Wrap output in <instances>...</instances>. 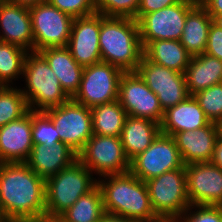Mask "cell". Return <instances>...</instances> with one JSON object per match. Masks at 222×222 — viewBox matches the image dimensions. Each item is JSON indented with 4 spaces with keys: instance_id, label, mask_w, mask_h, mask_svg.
Instances as JSON below:
<instances>
[{
    "instance_id": "cell-25",
    "label": "cell",
    "mask_w": 222,
    "mask_h": 222,
    "mask_svg": "<svg viewBox=\"0 0 222 222\" xmlns=\"http://www.w3.org/2000/svg\"><path fill=\"white\" fill-rule=\"evenodd\" d=\"M212 22L213 18L200 3L187 13L180 43L191 56L205 52Z\"/></svg>"
},
{
    "instance_id": "cell-17",
    "label": "cell",
    "mask_w": 222,
    "mask_h": 222,
    "mask_svg": "<svg viewBox=\"0 0 222 222\" xmlns=\"http://www.w3.org/2000/svg\"><path fill=\"white\" fill-rule=\"evenodd\" d=\"M33 146L31 110L0 127V163L26 162Z\"/></svg>"
},
{
    "instance_id": "cell-11",
    "label": "cell",
    "mask_w": 222,
    "mask_h": 222,
    "mask_svg": "<svg viewBox=\"0 0 222 222\" xmlns=\"http://www.w3.org/2000/svg\"><path fill=\"white\" fill-rule=\"evenodd\" d=\"M196 4L192 0H181L172 6L142 16L137 21L142 48L151 41L180 40L187 13Z\"/></svg>"
},
{
    "instance_id": "cell-44",
    "label": "cell",
    "mask_w": 222,
    "mask_h": 222,
    "mask_svg": "<svg viewBox=\"0 0 222 222\" xmlns=\"http://www.w3.org/2000/svg\"><path fill=\"white\" fill-rule=\"evenodd\" d=\"M213 22L218 25L220 28H222V14L217 15L214 19Z\"/></svg>"
},
{
    "instance_id": "cell-2",
    "label": "cell",
    "mask_w": 222,
    "mask_h": 222,
    "mask_svg": "<svg viewBox=\"0 0 222 222\" xmlns=\"http://www.w3.org/2000/svg\"><path fill=\"white\" fill-rule=\"evenodd\" d=\"M99 46L102 62L123 72H136L143 55L137 21L100 14Z\"/></svg>"
},
{
    "instance_id": "cell-8",
    "label": "cell",
    "mask_w": 222,
    "mask_h": 222,
    "mask_svg": "<svg viewBox=\"0 0 222 222\" xmlns=\"http://www.w3.org/2000/svg\"><path fill=\"white\" fill-rule=\"evenodd\" d=\"M124 72L107 62H98L83 69L74 101L92 108L118 100L119 81Z\"/></svg>"
},
{
    "instance_id": "cell-14",
    "label": "cell",
    "mask_w": 222,
    "mask_h": 222,
    "mask_svg": "<svg viewBox=\"0 0 222 222\" xmlns=\"http://www.w3.org/2000/svg\"><path fill=\"white\" fill-rule=\"evenodd\" d=\"M118 101L128 116L161 124L164 111L157 95L137 72H124L119 81Z\"/></svg>"
},
{
    "instance_id": "cell-27",
    "label": "cell",
    "mask_w": 222,
    "mask_h": 222,
    "mask_svg": "<svg viewBox=\"0 0 222 222\" xmlns=\"http://www.w3.org/2000/svg\"><path fill=\"white\" fill-rule=\"evenodd\" d=\"M91 109L93 134L120 137L127 113L119 101L96 105Z\"/></svg>"
},
{
    "instance_id": "cell-29",
    "label": "cell",
    "mask_w": 222,
    "mask_h": 222,
    "mask_svg": "<svg viewBox=\"0 0 222 222\" xmlns=\"http://www.w3.org/2000/svg\"><path fill=\"white\" fill-rule=\"evenodd\" d=\"M27 53L26 49L18 45L0 41V82L4 86L23 74Z\"/></svg>"
},
{
    "instance_id": "cell-31",
    "label": "cell",
    "mask_w": 222,
    "mask_h": 222,
    "mask_svg": "<svg viewBox=\"0 0 222 222\" xmlns=\"http://www.w3.org/2000/svg\"><path fill=\"white\" fill-rule=\"evenodd\" d=\"M210 122L222 126V82L193 95Z\"/></svg>"
},
{
    "instance_id": "cell-4",
    "label": "cell",
    "mask_w": 222,
    "mask_h": 222,
    "mask_svg": "<svg viewBox=\"0 0 222 222\" xmlns=\"http://www.w3.org/2000/svg\"><path fill=\"white\" fill-rule=\"evenodd\" d=\"M30 53L26 55L23 70L28 90H21L29 110L45 111L67 102L70 98L63 91L59 79L45 58L39 52Z\"/></svg>"
},
{
    "instance_id": "cell-19",
    "label": "cell",
    "mask_w": 222,
    "mask_h": 222,
    "mask_svg": "<svg viewBox=\"0 0 222 222\" xmlns=\"http://www.w3.org/2000/svg\"><path fill=\"white\" fill-rule=\"evenodd\" d=\"M0 41L33 51L34 37L29 7L11 2H0Z\"/></svg>"
},
{
    "instance_id": "cell-34",
    "label": "cell",
    "mask_w": 222,
    "mask_h": 222,
    "mask_svg": "<svg viewBox=\"0 0 222 222\" xmlns=\"http://www.w3.org/2000/svg\"><path fill=\"white\" fill-rule=\"evenodd\" d=\"M60 11L79 18L92 15L97 12L95 0H46Z\"/></svg>"
},
{
    "instance_id": "cell-26",
    "label": "cell",
    "mask_w": 222,
    "mask_h": 222,
    "mask_svg": "<svg viewBox=\"0 0 222 222\" xmlns=\"http://www.w3.org/2000/svg\"><path fill=\"white\" fill-rule=\"evenodd\" d=\"M143 55L150 61L185 73L192 56L180 43V40H156L143 48Z\"/></svg>"
},
{
    "instance_id": "cell-38",
    "label": "cell",
    "mask_w": 222,
    "mask_h": 222,
    "mask_svg": "<svg viewBox=\"0 0 222 222\" xmlns=\"http://www.w3.org/2000/svg\"><path fill=\"white\" fill-rule=\"evenodd\" d=\"M200 4L213 19L222 14V0H202Z\"/></svg>"
},
{
    "instance_id": "cell-10",
    "label": "cell",
    "mask_w": 222,
    "mask_h": 222,
    "mask_svg": "<svg viewBox=\"0 0 222 222\" xmlns=\"http://www.w3.org/2000/svg\"><path fill=\"white\" fill-rule=\"evenodd\" d=\"M179 168H185V164L174 137L160 133L145 151L130 160L129 171L145 182Z\"/></svg>"
},
{
    "instance_id": "cell-30",
    "label": "cell",
    "mask_w": 222,
    "mask_h": 222,
    "mask_svg": "<svg viewBox=\"0 0 222 222\" xmlns=\"http://www.w3.org/2000/svg\"><path fill=\"white\" fill-rule=\"evenodd\" d=\"M29 111L21 89L3 86L0 89V127L21 118Z\"/></svg>"
},
{
    "instance_id": "cell-1",
    "label": "cell",
    "mask_w": 222,
    "mask_h": 222,
    "mask_svg": "<svg viewBox=\"0 0 222 222\" xmlns=\"http://www.w3.org/2000/svg\"><path fill=\"white\" fill-rule=\"evenodd\" d=\"M0 215L4 222H30L46 215V180L25 162L0 163Z\"/></svg>"
},
{
    "instance_id": "cell-47",
    "label": "cell",
    "mask_w": 222,
    "mask_h": 222,
    "mask_svg": "<svg viewBox=\"0 0 222 222\" xmlns=\"http://www.w3.org/2000/svg\"><path fill=\"white\" fill-rule=\"evenodd\" d=\"M0 222H4V220H3V218H2V216L0 215Z\"/></svg>"
},
{
    "instance_id": "cell-33",
    "label": "cell",
    "mask_w": 222,
    "mask_h": 222,
    "mask_svg": "<svg viewBox=\"0 0 222 222\" xmlns=\"http://www.w3.org/2000/svg\"><path fill=\"white\" fill-rule=\"evenodd\" d=\"M140 0H95L97 13L108 17L135 19Z\"/></svg>"
},
{
    "instance_id": "cell-28",
    "label": "cell",
    "mask_w": 222,
    "mask_h": 222,
    "mask_svg": "<svg viewBox=\"0 0 222 222\" xmlns=\"http://www.w3.org/2000/svg\"><path fill=\"white\" fill-rule=\"evenodd\" d=\"M105 214L101 190L96 186L81 196L60 217L65 222H100Z\"/></svg>"
},
{
    "instance_id": "cell-32",
    "label": "cell",
    "mask_w": 222,
    "mask_h": 222,
    "mask_svg": "<svg viewBox=\"0 0 222 222\" xmlns=\"http://www.w3.org/2000/svg\"><path fill=\"white\" fill-rule=\"evenodd\" d=\"M32 140L49 147L60 142L57 127L44 111H32Z\"/></svg>"
},
{
    "instance_id": "cell-45",
    "label": "cell",
    "mask_w": 222,
    "mask_h": 222,
    "mask_svg": "<svg viewBox=\"0 0 222 222\" xmlns=\"http://www.w3.org/2000/svg\"><path fill=\"white\" fill-rule=\"evenodd\" d=\"M0 2H11V0H0Z\"/></svg>"
},
{
    "instance_id": "cell-36",
    "label": "cell",
    "mask_w": 222,
    "mask_h": 222,
    "mask_svg": "<svg viewBox=\"0 0 222 222\" xmlns=\"http://www.w3.org/2000/svg\"><path fill=\"white\" fill-rule=\"evenodd\" d=\"M204 53L222 60V28L214 22L211 23L209 29L207 47Z\"/></svg>"
},
{
    "instance_id": "cell-18",
    "label": "cell",
    "mask_w": 222,
    "mask_h": 222,
    "mask_svg": "<svg viewBox=\"0 0 222 222\" xmlns=\"http://www.w3.org/2000/svg\"><path fill=\"white\" fill-rule=\"evenodd\" d=\"M221 132V125L210 122L203 128L176 133L173 137L183 163L186 165L210 162L213 157L216 140Z\"/></svg>"
},
{
    "instance_id": "cell-23",
    "label": "cell",
    "mask_w": 222,
    "mask_h": 222,
    "mask_svg": "<svg viewBox=\"0 0 222 222\" xmlns=\"http://www.w3.org/2000/svg\"><path fill=\"white\" fill-rule=\"evenodd\" d=\"M160 133V124L146 118L127 116L120 135L126 157L131 160L145 151Z\"/></svg>"
},
{
    "instance_id": "cell-5",
    "label": "cell",
    "mask_w": 222,
    "mask_h": 222,
    "mask_svg": "<svg viewBox=\"0 0 222 222\" xmlns=\"http://www.w3.org/2000/svg\"><path fill=\"white\" fill-rule=\"evenodd\" d=\"M92 172L78 159L46 180V215L60 217L97 186ZM92 177V178H91Z\"/></svg>"
},
{
    "instance_id": "cell-3",
    "label": "cell",
    "mask_w": 222,
    "mask_h": 222,
    "mask_svg": "<svg viewBox=\"0 0 222 222\" xmlns=\"http://www.w3.org/2000/svg\"><path fill=\"white\" fill-rule=\"evenodd\" d=\"M107 177V178H106ZM107 182L97 181L101 190L105 213L126 219L146 221L157 215L152 209L150 197L144 181L130 171L104 176Z\"/></svg>"
},
{
    "instance_id": "cell-9",
    "label": "cell",
    "mask_w": 222,
    "mask_h": 222,
    "mask_svg": "<svg viewBox=\"0 0 222 222\" xmlns=\"http://www.w3.org/2000/svg\"><path fill=\"white\" fill-rule=\"evenodd\" d=\"M34 37L33 51L48 47H66L74 18L47 1L29 7Z\"/></svg>"
},
{
    "instance_id": "cell-39",
    "label": "cell",
    "mask_w": 222,
    "mask_h": 222,
    "mask_svg": "<svg viewBox=\"0 0 222 222\" xmlns=\"http://www.w3.org/2000/svg\"><path fill=\"white\" fill-rule=\"evenodd\" d=\"M210 162L222 169V132L216 140L213 157Z\"/></svg>"
},
{
    "instance_id": "cell-20",
    "label": "cell",
    "mask_w": 222,
    "mask_h": 222,
    "mask_svg": "<svg viewBox=\"0 0 222 222\" xmlns=\"http://www.w3.org/2000/svg\"><path fill=\"white\" fill-rule=\"evenodd\" d=\"M78 159V155L66 144L55 145L34 144L26 164L39 177L47 180Z\"/></svg>"
},
{
    "instance_id": "cell-12",
    "label": "cell",
    "mask_w": 222,
    "mask_h": 222,
    "mask_svg": "<svg viewBox=\"0 0 222 222\" xmlns=\"http://www.w3.org/2000/svg\"><path fill=\"white\" fill-rule=\"evenodd\" d=\"M78 160L91 172L100 176L129 172L130 160L126 157L120 137L93 134L78 154Z\"/></svg>"
},
{
    "instance_id": "cell-42",
    "label": "cell",
    "mask_w": 222,
    "mask_h": 222,
    "mask_svg": "<svg viewBox=\"0 0 222 222\" xmlns=\"http://www.w3.org/2000/svg\"><path fill=\"white\" fill-rule=\"evenodd\" d=\"M46 0H11V3L19 4L21 6L32 7Z\"/></svg>"
},
{
    "instance_id": "cell-35",
    "label": "cell",
    "mask_w": 222,
    "mask_h": 222,
    "mask_svg": "<svg viewBox=\"0 0 222 222\" xmlns=\"http://www.w3.org/2000/svg\"><path fill=\"white\" fill-rule=\"evenodd\" d=\"M190 207L179 217V222H222V206L191 205ZM193 207L198 208V210L187 214Z\"/></svg>"
},
{
    "instance_id": "cell-43",
    "label": "cell",
    "mask_w": 222,
    "mask_h": 222,
    "mask_svg": "<svg viewBox=\"0 0 222 222\" xmlns=\"http://www.w3.org/2000/svg\"><path fill=\"white\" fill-rule=\"evenodd\" d=\"M30 222H65L61 217L44 215Z\"/></svg>"
},
{
    "instance_id": "cell-24",
    "label": "cell",
    "mask_w": 222,
    "mask_h": 222,
    "mask_svg": "<svg viewBox=\"0 0 222 222\" xmlns=\"http://www.w3.org/2000/svg\"><path fill=\"white\" fill-rule=\"evenodd\" d=\"M189 95L222 82V60L203 53L192 56L185 71Z\"/></svg>"
},
{
    "instance_id": "cell-16",
    "label": "cell",
    "mask_w": 222,
    "mask_h": 222,
    "mask_svg": "<svg viewBox=\"0 0 222 222\" xmlns=\"http://www.w3.org/2000/svg\"><path fill=\"white\" fill-rule=\"evenodd\" d=\"M99 34L100 13L74 18L66 47L79 65L86 67L101 62Z\"/></svg>"
},
{
    "instance_id": "cell-15",
    "label": "cell",
    "mask_w": 222,
    "mask_h": 222,
    "mask_svg": "<svg viewBox=\"0 0 222 222\" xmlns=\"http://www.w3.org/2000/svg\"><path fill=\"white\" fill-rule=\"evenodd\" d=\"M191 205L222 206V169L211 162L185 165Z\"/></svg>"
},
{
    "instance_id": "cell-37",
    "label": "cell",
    "mask_w": 222,
    "mask_h": 222,
    "mask_svg": "<svg viewBox=\"0 0 222 222\" xmlns=\"http://www.w3.org/2000/svg\"><path fill=\"white\" fill-rule=\"evenodd\" d=\"M181 0H140L135 20L138 21L147 13L158 11L162 8L172 6Z\"/></svg>"
},
{
    "instance_id": "cell-21",
    "label": "cell",
    "mask_w": 222,
    "mask_h": 222,
    "mask_svg": "<svg viewBox=\"0 0 222 222\" xmlns=\"http://www.w3.org/2000/svg\"><path fill=\"white\" fill-rule=\"evenodd\" d=\"M210 121L193 95L164 111L161 133L174 136L180 131H193L207 126Z\"/></svg>"
},
{
    "instance_id": "cell-13",
    "label": "cell",
    "mask_w": 222,
    "mask_h": 222,
    "mask_svg": "<svg viewBox=\"0 0 222 222\" xmlns=\"http://www.w3.org/2000/svg\"><path fill=\"white\" fill-rule=\"evenodd\" d=\"M136 72L157 95L163 111L176 106L189 96L184 73L156 64L144 55Z\"/></svg>"
},
{
    "instance_id": "cell-7",
    "label": "cell",
    "mask_w": 222,
    "mask_h": 222,
    "mask_svg": "<svg viewBox=\"0 0 222 222\" xmlns=\"http://www.w3.org/2000/svg\"><path fill=\"white\" fill-rule=\"evenodd\" d=\"M44 112L57 127L60 142L78 155L93 135L91 109L70 98L60 106Z\"/></svg>"
},
{
    "instance_id": "cell-46",
    "label": "cell",
    "mask_w": 222,
    "mask_h": 222,
    "mask_svg": "<svg viewBox=\"0 0 222 222\" xmlns=\"http://www.w3.org/2000/svg\"><path fill=\"white\" fill-rule=\"evenodd\" d=\"M192 1H194L196 3H200L202 0H192Z\"/></svg>"
},
{
    "instance_id": "cell-41",
    "label": "cell",
    "mask_w": 222,
    "mask_h": 222,
    "mask_svg": "<svg viewBox=\"0 0 222 222\" xmlns=\"http://www.w3.org/2000/svg\"><path fill=\"white\" fill-rule=\"evenodd\" d=\"M178 221H179L178 217L157 215L155 218H152L146 221H139V222H178Z\"/></svg>"
},
{
    "instance_id": "cell-40",
    "label": "cell",
    "mask_w": 222,
    "mask_h": 222,
    "mask_svg": "<svg viewBox=\"0 0 222 222\" xmlns=\"http://www.w3.org/2000/svg\"><path fill=\"white\" fill-rule=\"evenodd\" d=\"M100 222H137L135 220L126 219L124 217H120L118 215H113L109 213H105L100 220Z\"/></svg>"
},
{
    "instance_id": "cell-22",
    "label": "cell",
    "mask_w": 222,
    "mask_h": 222,
    "mask_svg": "<svg viewBox=\"0 0 222 222\" xmlns=\"http://www.w3.org/2000/svg\"><path fill=\"white\" fill-rule=\"evenodd\" d=\"M38 52L59 79L63 91L73 98L79 89L84 67L75 61L67 47H48Z\"/></svg>"
},
{
    "instance_id": "cell-6",
    "label": "cell",
    "mask_w": 222,
    "mask_h": 222,
    "mask_svg": "<svg viewBox=\"0 0 222 222\" xmlns=\"http://www.w3.org/2000/svg\"><path fill=\"white\" fill-rule=\"evenodd\" d=\"M145 184L156 215L179 218L191 206L185 168L167 171L145 181Z\"/></svg>"
},
{
    "instance_id": "cell-48",
    "label": "cell",
    "mask_w": 222,
    "mask_h": 222,
    "mask_svg": "<svg viewBox=\"0 0 222 222\" xmlns=\"http://www.w3.org/2000/svg\"><path fill=\"white\" fill-rule=\"evenodd\" d=\"M4 85L0 82V89L3 87Z\"/></svg>"
}]
</instances>
